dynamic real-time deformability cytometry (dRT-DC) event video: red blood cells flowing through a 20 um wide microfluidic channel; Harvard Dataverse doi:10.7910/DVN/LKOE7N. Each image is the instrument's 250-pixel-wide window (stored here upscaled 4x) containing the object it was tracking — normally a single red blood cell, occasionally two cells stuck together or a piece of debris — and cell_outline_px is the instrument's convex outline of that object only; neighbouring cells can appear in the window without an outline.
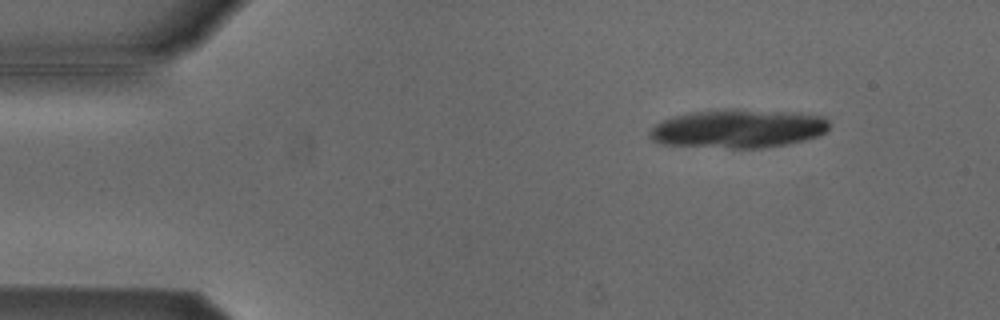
{"species": "Egyptian fruit bat (a non-hibernating species)", "species_latin": "Rousettus aegyptiacus", "temperature_condition": "cold", "stored_images_in_passage": 17, "camera_frame_rate_fps": 3000, "um_per_image_px": 0.085, "animal": {"sex": "male"}, "frame": {"image": 1, "passage_image": 6, "time_ms": 1.667, "image_size_px": [1000, 320], "cell_outline_px": [[828, 132], [820, 136], [788, 144], [764, 148], [732, 148], [660, 144], [652, 140], [648, 136], [648, 132], [656, 124], [672, 116], [688, 112], [720, 108], [740, 108], [804, 112], [824, 116], [828, 120]], "centroid_in_image_um": [62.79, 10.9], "position_along_channel_um": 22.2, "area_um2": 41.56}}